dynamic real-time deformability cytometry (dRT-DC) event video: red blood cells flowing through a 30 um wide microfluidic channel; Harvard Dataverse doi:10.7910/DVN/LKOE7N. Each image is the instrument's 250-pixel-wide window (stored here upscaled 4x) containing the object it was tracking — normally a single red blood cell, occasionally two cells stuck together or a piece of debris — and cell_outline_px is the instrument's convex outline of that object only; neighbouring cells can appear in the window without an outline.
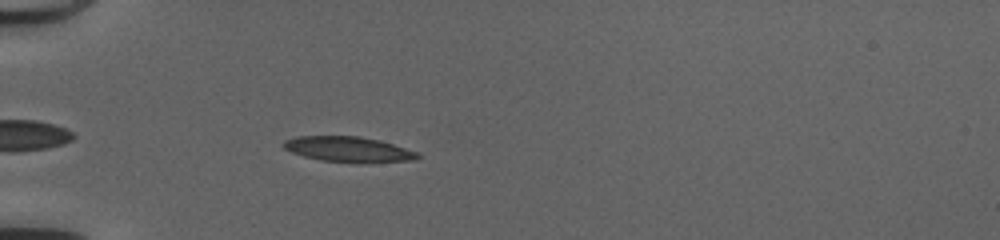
{"species": "common noctule bat (a hibernating species)", "species_latin": "Nyctalus noctula", "temperature_condition": "cold", "stored_images_in_passage": 39, "camera_frame_rate_fps": 3000, "um_per_image_px": 0.085, "animal": {"sex": "female", "body_mass_g": 20.0, "forearm_length_mm": 54.0}, "frame": {"image": 1, "passage_image": 5, "time_ms": 1.333, "image_size_px": [1000, 240], "cell_outline_px": [[420, 156], [416, 160], [356, 164], [320, 160], [304, 156], [292, 152], [284, 148], [280, 144], [284, 140], [296, 136], [360, 136], [380, 140], [420, 152]], "centroid_in_image_um": [29.65, 12.7], "position_along_channel_um": 55.4, "area_um2": 20.35}}
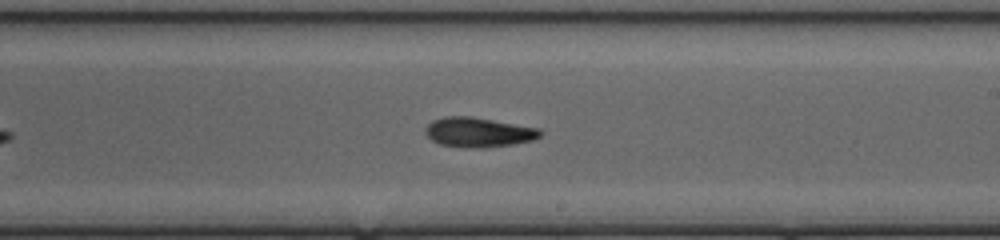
{"frame": {"image": 2, "passage_image": 20, "time_ms": 6.333, "image_size_px": [1000, 240], "cell_outline_px": [[544, 132], [540, 136], [532, 140], [516, 144], [484, 148], [464, 148], [440, 144], [432, 140], [424, 132], [424, 128], [432, 120], [444, 116], [472, 116], [540, 128]], "centroid_in_image_um": [40.67, 11.24], "position_along_channel_um": 248.3, "area_um2": 20.23}}
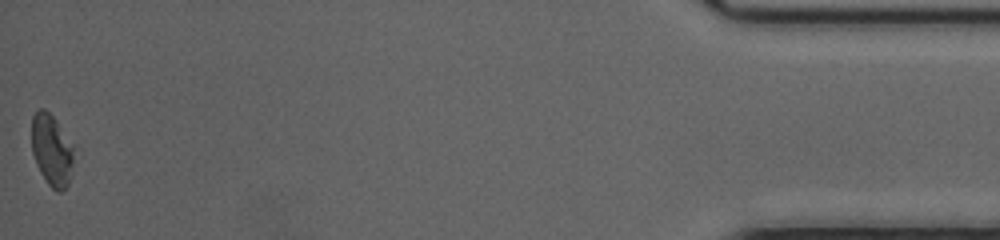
{"frame": {"image": 3, "passage_image": 39, "time_ms": 12.667, "image_size_px": [1000, 240], "cell_outline_px": [[72, 164], [68, 184], [60, 192], [56, 192], [48, 184], [40, 172], [36, 164], [32, 152], [32, 116], [40, 108], [44, 108], [56, 120], [72, 144]], "centroid_in_image_um": [4.37, 12.76], "position_along_channel_um": 430.8, "area_um2": 17.28}, "authors_computed_cell_mechanics": {"area_um2": 19.363, "velocity_mm_per_s": 4.1803, "shape_relaxation_time_tau1_ms": null, "shape_relaxation_time_tau2_ms": 5.1479, "deformation_change_tau1": null, "deformation_change_tau2": 0.112}}